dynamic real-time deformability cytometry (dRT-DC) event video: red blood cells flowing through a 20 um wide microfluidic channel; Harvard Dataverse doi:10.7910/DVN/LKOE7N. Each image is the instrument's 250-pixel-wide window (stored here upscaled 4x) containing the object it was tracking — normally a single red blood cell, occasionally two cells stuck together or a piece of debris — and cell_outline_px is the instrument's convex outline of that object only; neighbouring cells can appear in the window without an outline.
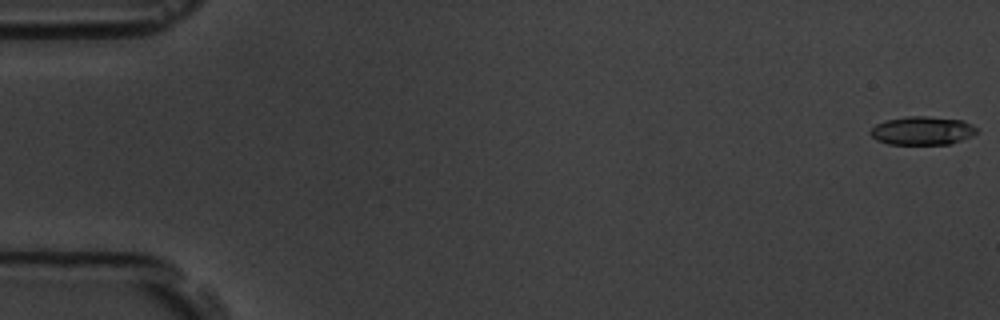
{"species": "common noctule bat (a hibernating species)", "species_latin": "Nyctalus noctula", "temperature_condition": "room temperature", "stored_images_in_passage": 5, "camera_frame_rate_fps": 3000, "um_per_image_px": 0.085, "animal": {"sex": "male", "body_mass_g": 19.5, "forearm_length_mm": 54.6}, "frame": {"image": 1, "passage_image": 1, "time_ms": 0.0, "image_size_px": [1000, 320], "cell_outline_px": [[976, 132], [972, 136], [952, 144], [888, 144], [876, 140], [868, 132], [876, 124], [884, 120], [908, 116], [928, 116], [964, 120], [972, 124], [976, 128]], "centroid_in_image_um": [78.39, 11.1], "position_along_channel_um": 6.6, "area_um2": 17.8}}
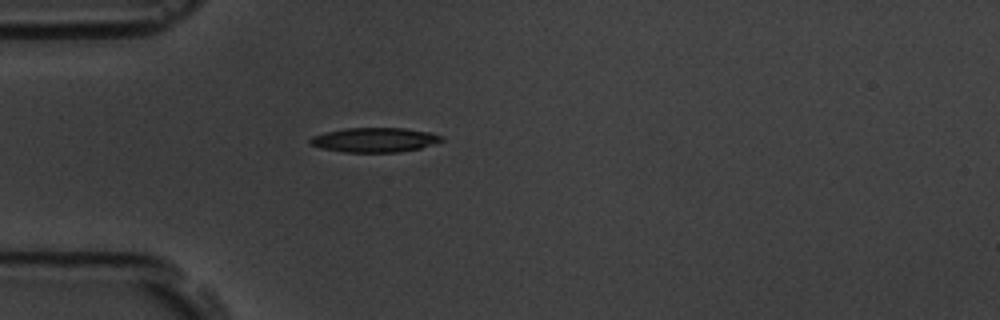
{"frame": {"image": 2, "passage_image": 5, "time_ms": 5.333, "image_size_px": [1000, 320], "cell_outline_px": [[444, 140], [420, 148], [400, 152], [344, 152], [320, 148], [312, 144], [308, 140], [312, 136], [324, 132], [344, 128], [404, 128], [428, 132], [444, 136]], "centroid_in_image_um": [31.83, 11.89], "position_along_channel_um": 53.2, "area_um2": 18.79}}